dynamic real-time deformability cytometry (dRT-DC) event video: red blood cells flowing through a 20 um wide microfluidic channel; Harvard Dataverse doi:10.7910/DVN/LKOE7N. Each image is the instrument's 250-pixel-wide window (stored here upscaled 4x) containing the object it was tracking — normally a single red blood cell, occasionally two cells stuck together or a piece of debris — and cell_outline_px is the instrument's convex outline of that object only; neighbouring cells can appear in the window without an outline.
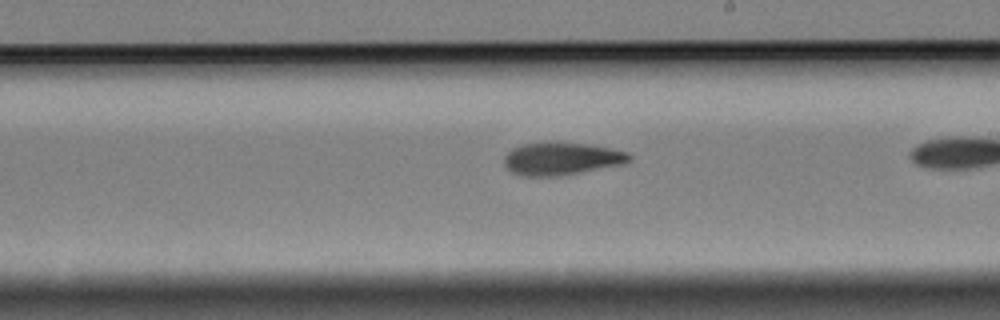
{"species": "Egyptian fruit bat (a non-hibernating species)", "species_latin": "Rousettus aegyptiacus", "temperature_condition": "cold", "stored_images_in_passage": 43, "camera_frame_rate_fps": 3000, "um_per_image_px": 0.085, "animal": {"sex": "female"}, "frame": {"image": 1, "passage_image": 31, "time_ms": 10.0, "image_size_px": [1000, 320], "cell_outline_px": [[632, 160], [624, 164], [556, 176], [524, 176], [512, 172], [504, 164], [504, 156], [512, 148], [524, 144], [584, 144], [612, 148], [628, 152], [632, 156]], "centroid_in_image_um": [47.76, 13.51], "position_along_channel_um": 241.2, "area_um2": 23.18}}